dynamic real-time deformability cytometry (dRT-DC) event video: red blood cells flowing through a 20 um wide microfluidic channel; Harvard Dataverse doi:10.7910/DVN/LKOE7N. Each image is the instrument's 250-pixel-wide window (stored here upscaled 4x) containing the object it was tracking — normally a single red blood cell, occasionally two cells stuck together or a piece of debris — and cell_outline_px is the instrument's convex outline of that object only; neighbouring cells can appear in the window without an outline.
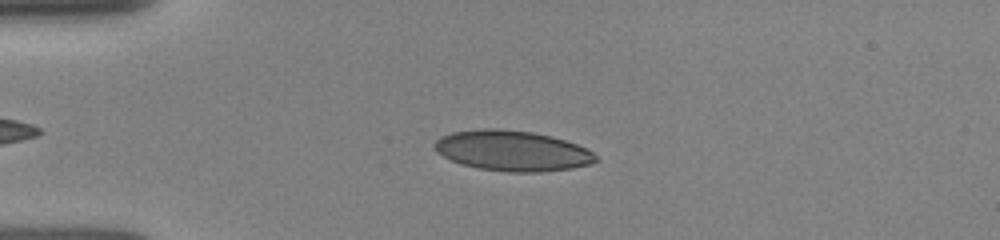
{"species": "human", "species_latin": "Homo sapiens", "temperature_condition": "room temperature", "stored_images_in_passage": 47, "camera_frame_rate_fps": 3000, "um_per_image_px": 0.085, "donor": {"sex": "female"}, "frame": {"image": 1, "passage_image": 22, "time_ms": 3.0, "image_size_px": [1000, 240], "cell_outline_px": [[600, 160], [588, 164], [572, 168], [540, 172], [508, 172], [480, 168], [460, 164], [436, 152], [432, 148], [432, 144], [440, 136], [452, 132], [484, 128], [496, 128], [532, 132], [564, 140], [576, 144], [592, 152]], "centroid_in_image_um": [43.49, 12.81], "position_along_channel_um": 41.5, "area_um2": 37.86}}
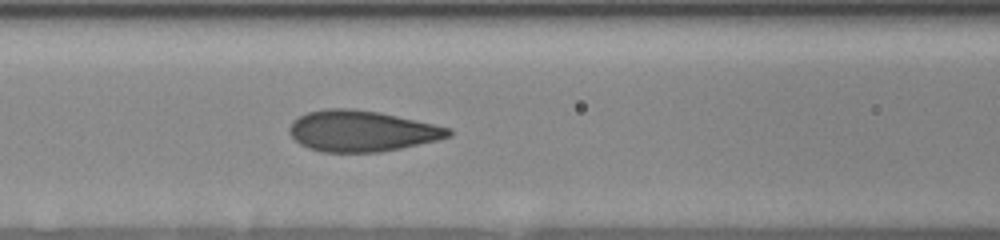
{"frame": {"image": 2, "passage_image": 39, "time_ms": 6.0, "image_size_px": [1000, 240], "cell_outline_px": [[452, 136], [436, 140], [400, 148], [380, 152], [320, 152], [308, 148], [300, 144], [288, 132], [288, 128], [292, 120], [308, 112], [324, 108], [352, 108], [380, 112], [452, 128]], "centroid_in_image_um": [30.72, 11.13], "position_along_channel_um": 135.9, "area_um2": 38.15}}
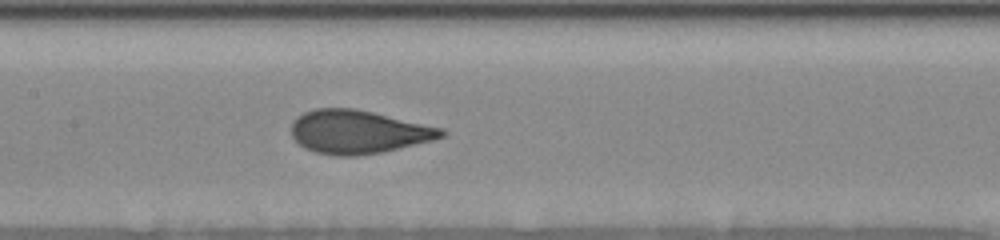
{"frame": {"image": 3, "passage_image": 47, "time_ms": 7.0, "image_size_px": [1000, 240], "cell_outline_px": [[448, 132], [444, 136], [432, 140], [384, 152], [356, 156], [332, 156], [316, 152], [304, 148], [292, 136], [292, 120], [296, 116], [304, 112], [316, 108], [356, 108], [444, 128]], "centroid_in_image_um": [30.45, 11.21], "position_along_channel_um": 176.9, "area_um2": 38.26}}